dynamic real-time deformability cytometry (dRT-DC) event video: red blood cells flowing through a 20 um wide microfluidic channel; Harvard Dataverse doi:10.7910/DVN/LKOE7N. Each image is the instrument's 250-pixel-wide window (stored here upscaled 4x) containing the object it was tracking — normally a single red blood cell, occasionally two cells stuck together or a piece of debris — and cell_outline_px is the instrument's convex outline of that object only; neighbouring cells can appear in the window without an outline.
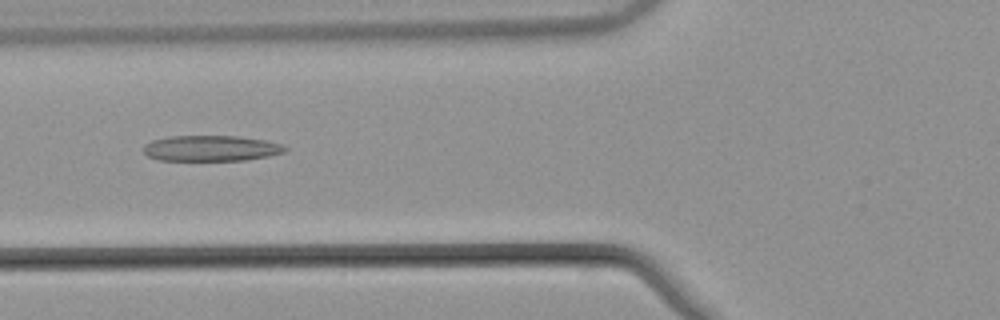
{"species": "common noctule bat (a hibernating species)", "species_latin": "Nyctalus noctula", "temperature_condition": "warm", "stored_images_in_passage": 44, "camera_frame_rate_fps": 3000, "um_per_image_px": 0.085, "animal": {"sex": "male", "body_mass_g": 21.5, "forearm_length_mm": 52.0}, "frame": {"image": 1, "passage_image": 12, "time_ms": 3.667, "image_size_px": [1000, 320], "cell_outline_px": [[288, 148], [284, 152], [268, 156], [248, 160], [160, 160], [148, 156], [144, 152], [144, 144], [152, 140], [168, 136], [240, 136], [264, 140], [280, 144]], "centroid_in_image_um": [17.93, 12.6], "position_along_channel_um": 107.9, "area_um2": 21.15}}
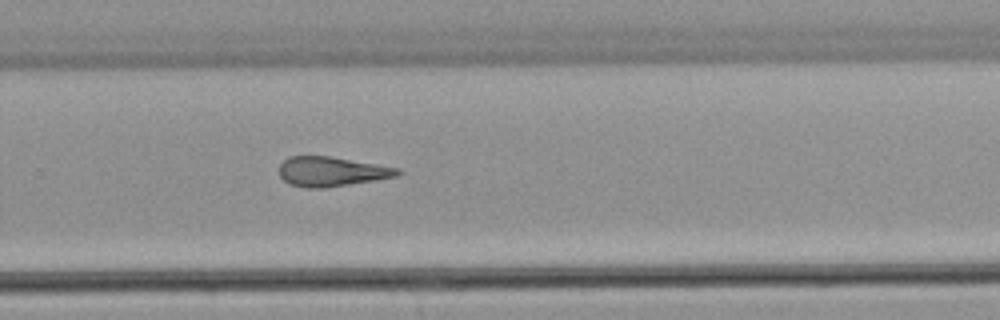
{"frame": {"image": 2, "passage_image": 27, "time_ms": 8.667, "image_size_px": [1000, 320], "cell_outline_px": [[404, 172], [396, 176], [376, 180], [324, 188], [308, 188], [288, 184], [280, 176], [280, 164], [288, 156], [332, 156], [400, 168]], "centroid_in_image_um": [28.2, 14.58], "position_along_channel_um": 301.6, "area_um2": 20.58}}
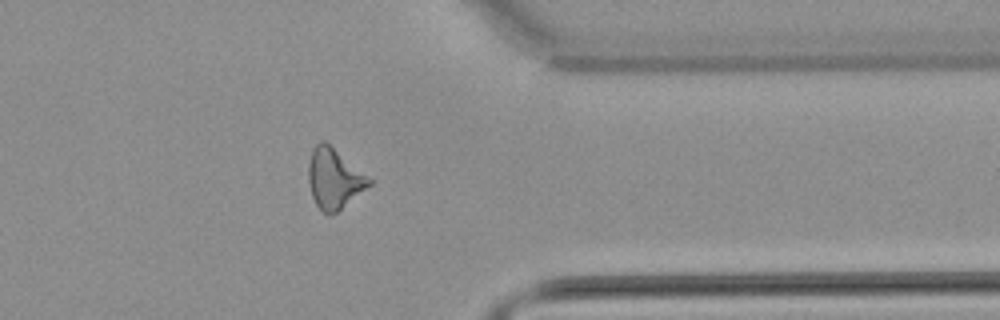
{"frame": {"image": 3, "passage_image": 34, "time_ms": 11.0, "image_size_px": [1000, 320], "cell_outline_px": [[372, 184], [332, 216], [328, 216], [316, 204], [312, 196], [308, 180], [308, 164], [312, 148], [320, 140], [324, 140], [372, 180]], "centroid_in_image_um": [28.37, 15.19], "position_along_channel_um": 383.0, "area_um2": 21.1}, "authors_computed_cell_mechanics": {"area_um2": 21.1837, "velocity_mm_per_s": 3.8822, "shape_relaxation_time_tau1_ms": null, "shape_relaxation_time_tau2_ms": 5.0388, "deformation_change_tau1": null, "deformation_change_tau2": 0.1943}}